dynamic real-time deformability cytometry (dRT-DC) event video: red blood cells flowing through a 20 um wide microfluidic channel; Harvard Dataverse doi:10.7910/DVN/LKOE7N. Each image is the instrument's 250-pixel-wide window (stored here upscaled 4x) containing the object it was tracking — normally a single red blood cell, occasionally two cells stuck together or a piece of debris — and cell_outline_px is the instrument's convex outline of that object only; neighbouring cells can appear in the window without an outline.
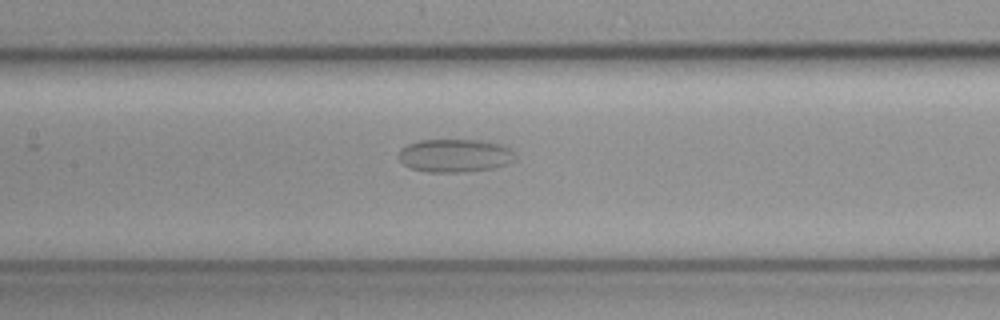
{"species": "common noctule bat (a hibernating species)", "species_latin": "Nyctalus noctula", "temperature_condition": "cold", "stored_images_in_passage": 39, "camera_frame_rate_fps": 3000, "um_per_image_px": 0.085, "animal": {"sex": "female", "body_mass_g": 19.3, "forearm_length_mm": 54.1}, "frame": {"image": 1, "passage_image": 9, "time_ms": 2.667, "image_size_px": [1000, 320], "cell_outline_px": [[516, 156], [512, 160], [504, 164], [492, 168], [460, 172], [428, 172], [412, 168], [404, 164], [396, 156], [400, 148], [408, 144], [420, 140], [480, 140], [500, 144], [508, 148]], "centroid_in_image_um": [38.59, 13.21], "position_along_channel_um": 168.8, "area_um2": 22.31}}
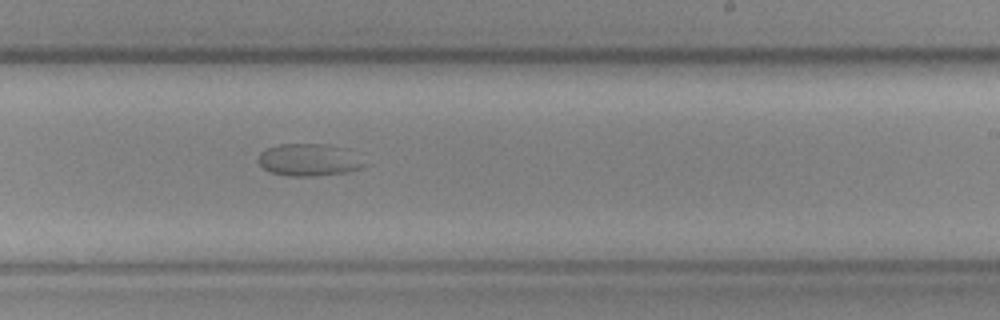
{"frame": {"image": 2, "passage_image": 17, "time_ms": 5.333, "image_size_px": [1000, 320], "cell_outline_px": [[372, 164], [364, 168], [344, 172], [312, 176], [288, 176], [272, 172], [264, 168], [260, 164], [260, 152], [268, 148], [280, 144], [332, 144], [348, 148]], "centroid_in_image_um": [26.41, 13.58], "position_along_channel_um": 262.6, "area_um2": 20.29}}
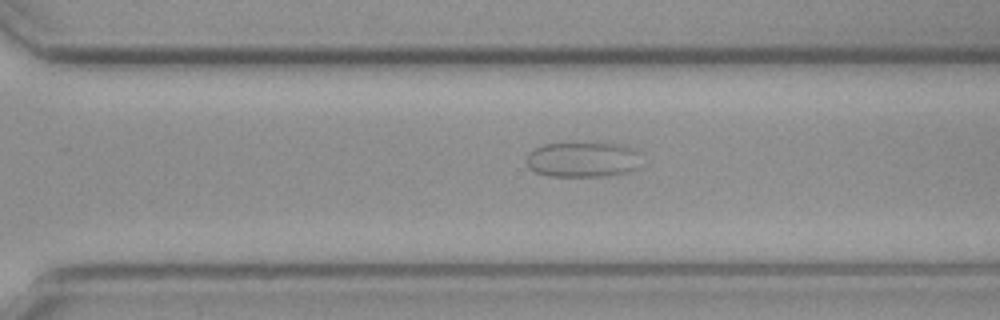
{"frame": {"image": 3, "passage_image": 22, "time_ms": 7.0, "image_size_px": [1000, 320], "cell_outline_px": [[640, 168], [628, 172], [604, 176], [548, 176], [536, 172], [528, 168], [524, 160], [528, 152], [544, 144], [620, 144], [636, 148], [640, 152]], "centroid_in_image_um": [49.56, 13.58], "position_along_channel_um": 321.0, "area_um2": 23.87}}